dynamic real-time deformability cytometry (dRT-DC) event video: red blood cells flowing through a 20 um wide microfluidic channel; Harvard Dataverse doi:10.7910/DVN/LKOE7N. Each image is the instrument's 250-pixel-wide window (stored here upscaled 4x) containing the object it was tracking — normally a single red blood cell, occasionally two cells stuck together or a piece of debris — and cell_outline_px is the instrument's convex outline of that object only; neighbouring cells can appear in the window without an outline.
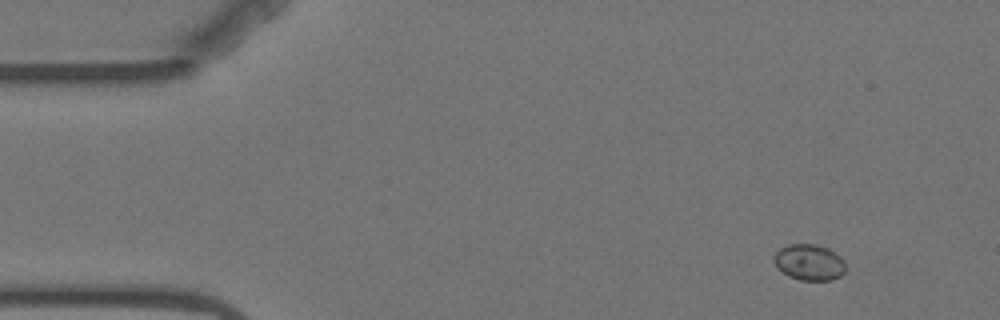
{"species": "Egyptian fruit bat (a non-hibernating species)", "species_latin": "Rousettus aegyptiacus", "temperature_condition": "warm", "stored_images_in_passage": 5, "camera_frame_rate_fps": 3000, "um_per_image_px": 0.085, "animal": {"sex": "female"}, "frame": {"image": 1, "passage_image": 2, "time_ms": 1.333, "image_size_px": [1000, 320], "cell_outline_px": [[844, 272], [840, 276], [832, 280], [800, 280], [788, 276], [772, 260], [772, 256], [780, 248], [788, 244], [816, 244], [828, 248], [840, 256], [844, 260]], "centroid_in_image_um": [68.78, 22.28], "position_along_channel_um": 16.2, "area_um2": 15.03}}
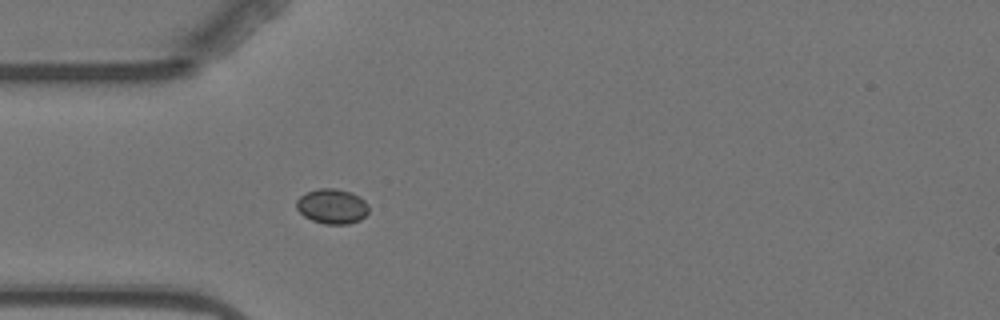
{"frame": {"image": 2, "passage_image": 5, "time_ms": 5.0, "image_size_px": [1000, 320], "cell_outline_px": [[368, 212], [360, 220], [348, 224], [324, 224], [312, 220], [304, 216], [296, 208], [296, 200], [300, 196], [308, 192], [320, 188], [336, 188], [352, 192], [360, 196], [368, 204]], "centroid_in_image_um": [28.24, 17.53], "position_along_channel_um": 56.8, "area_um2": 14.8}}